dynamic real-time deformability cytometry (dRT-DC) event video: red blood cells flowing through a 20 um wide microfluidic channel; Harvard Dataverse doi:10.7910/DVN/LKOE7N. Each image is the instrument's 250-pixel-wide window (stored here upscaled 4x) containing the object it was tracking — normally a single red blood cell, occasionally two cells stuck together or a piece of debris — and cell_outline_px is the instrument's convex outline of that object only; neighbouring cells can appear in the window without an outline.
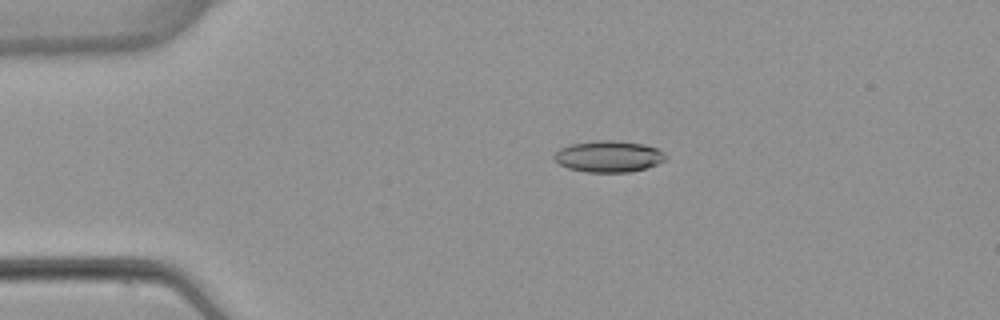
{"species": "common noctule bat (a hibernating species)", "species_latin": "Nyctalus noctula", "temperature_condition": "warm", "stored_images_in_passage": 5, "camera_frame_rate_fps": 3000, "um_per_image_px": 0.085, "animal": {"sex": "female", "body_mass_g": 22.7, "forearm_length_mm": 54.2}, "frame": {"image": 1, "passage_image": 3, "time_ms": 2.333, "image_size_px": [1000, 320], "cell_outline_px": [[668, 156], [664, 160], [648, 168], [628, 172], [584, 172], [568, 168], [560, 164], [552, 156], [560, 148], [572, 144], [600, 140], [612, 140], [644, 144], [656, 148], [664, 152]], "centroid_in_image_um": [51.75, 13.3], "position_along_channel_um": 33.3, "area_um2": 20.35}}
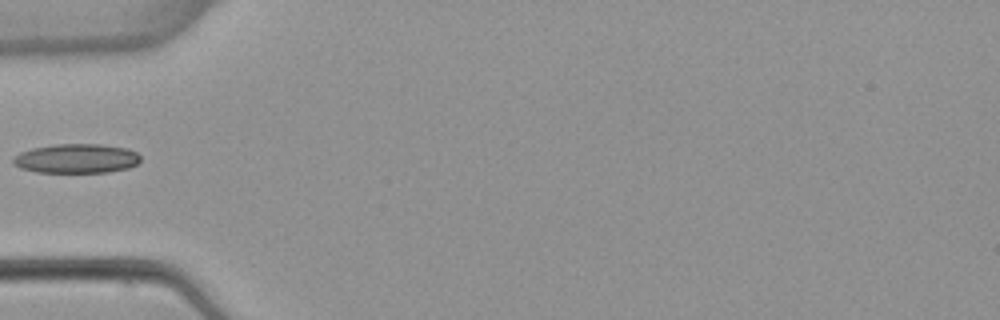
{"frame": {"image": 2, "passage_image": 5, "time_ms": 4.667, "image_size_px": [1000, 320], "cell_outline_px": [[140, 160], [136, 164], [128, 168], [108, 172], [36, 172], [20, 168], [12, 164], [12, 160], [20, 152], [32, 148], [56, 144], [100, 144], [124, 148], [136, 152], [140, 156]], "centroid_in_image_um": [6.47, 13.47], "position_along_channel_um": 78.5, "area_um2": 21.68}}